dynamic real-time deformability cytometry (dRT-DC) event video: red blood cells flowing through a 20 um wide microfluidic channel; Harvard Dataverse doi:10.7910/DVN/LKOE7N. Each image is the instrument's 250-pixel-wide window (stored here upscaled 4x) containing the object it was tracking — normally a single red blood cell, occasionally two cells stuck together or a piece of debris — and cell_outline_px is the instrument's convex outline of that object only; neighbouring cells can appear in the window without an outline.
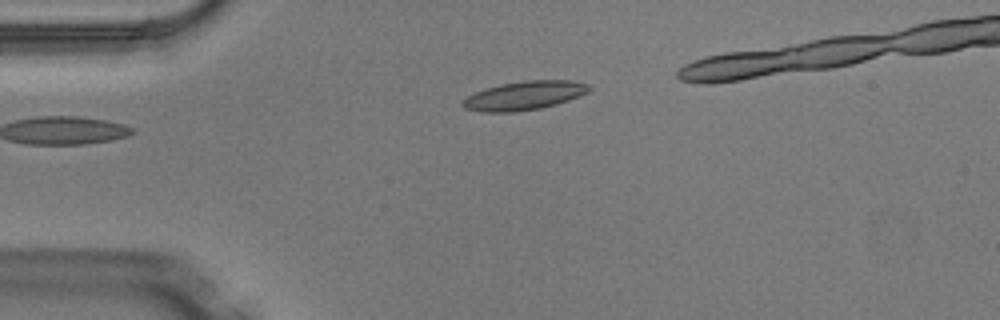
{"species": "Egyptian fruit bat (a non-hibernating species)", "species_latin": "Rousettus aegyptiacus", "temperature_condition": "warm", "stored_images_in_passage": 3, "camera_frame_rate_fps": 3000, "um_per_image_px": 0.085, "animal": {"sex": "male"}, "frame": {"image": 1, "passage_image": 3, "time_ms": 0.667, "image_size_px": [1000, 320], "cell_outline_px": [[592, 88], [588, 92], [568, 100], [556, 104], [540, 108], [512, 112], [480, 112], [464, 108], [460, 104], [460, 100], [476, 92], [500, 84], [524, 80], [572, 80], [592, 84]], "centroid_in_image_um": [44.57, 8.12], "position_along_channel_um": 40.4, "area_um2": 21.33}}